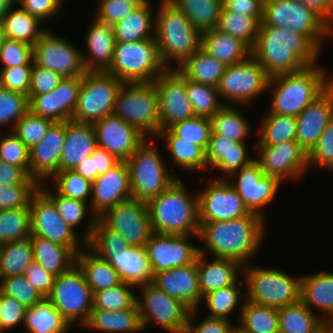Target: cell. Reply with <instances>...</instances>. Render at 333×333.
Returning a JSON list of instances; mask_svg holds the SVG:
<instances>
[{"label":"cell","instance_id":"3","mask_svg":"<svg viewBox=\"0 0 333 333\" xmlns=\"http://www.w3.org/2000/svg\"><path fill=\"white\" fill-rule=\"evenodd\" d=\"M332 83L333 77L318 63L294 73L272 77L267 90L272 94L268 111L297 117Z\"/></svg>","mask_w":333,"mask_h":333},{"label":"cell","instance_id":"32","mask_svg":"<svg viewBox=\"0 0 333 333\" xmlns=\"http://www.w3.org/2000/svg\"><path fill=\"white\" fill-rule=\"evenodd\" d=\"M96 148L97 141L92 123L67 120L59 171L73 170L81 161L92 155Z\"/></svg>","mask_w":333,"mask_h":333},{"label":"cell","instance_id":"37","mask_svg":"<svg viewBox=\"0 0 333 333\" xmlns=\"http://www.w3.org/2000/svg\"><path fill=\"white\" fill-rule=\"evenodd\" d=\"M76 264L84 274L93 295L96 292L119 285L122 280L116 270L99 258L87 246L76 255Z\"/></svg>","mask_w":333,"mask_h":333},{"label":"cell","instance_id":"58","mask_svg":"<svg viewBox=\"0 0 333 333\" xmlns=\"http://www.w3.org/2000/svg\"><path fill=\"white\" fill-rule=\"evenodd\" d=\"M0 291L16 298L25 307L31 308L45 297L24 275H16L0 279Z\"/></svg>","mask_w":333,"mask_h":333},{"label":"cell","instance_id":"72","mask_svg":"<svg viewBox=\"0 0 333 333\" xmlns=\"http://www.w3.org/2000/svg\"><path fill=\"white\" fill-rule=\"evenodd\" d=\"M23 275L45 298L51 293L55 275L46 271L34 260L27 266Z\"/></svg>","mask_w":333,"mask_h":333},{"label":"cell","instance_id":"20","mask_svg":"<svg viewBox=\"0 0 333 333\" xmlns=\"http://www.w3.org/2000/svg\"><path fill=\"white\" fill-rule=\"evenodd\" d=\"M153 83L158 94L160 130L194 117L186 93V78L177 68H167Z\"/></svg>","mask_w":333,"mask_h":333},{"label":"cell","instance_id":"43","mask_svg":"<svg viewBox=\"0 0 333 333\" xmlns=\"http://www.w3.org/2000/svg\"><path fill=\"white\" fill-rule=\"evenodd\" d=\"M301 300L278 309L279 333H315L322 327L318 316Z\"/></svg>","mask_w":333,"mask_h":333},{"label":"cell","instance_id":"65","mask_svg":"<svg viewBox=\"0 0 333 333\" xmlns=\"http://www.w3.org/2000/svg\"><path fill=\"white\" fill-rule=\"evenodd\" d=\"M39 185H0V210L30 206Z\"/></svg>","mask_w":333,"mask_h":333},{"label":"cell","instance_id":"71","mask_svg":"<svg viewBox=\"0 0 333 333\" xmlns=\"http://www.w3.org/2000/svg\"><path fill=\"white\" fill-rule=\"evenodd\" d=\"M196 313H199L197 309L190 311L185 333H229L233 326L229 320L208 316H205L196 324V322L194 323Z\"/></svg>","mask_w":333,"mask_h":333},{"label":"cell","instance_id":"29","mask_svg":"<svg viewBox=\"0 0 333 333\" xmlns=\"http://www.w3.org/2000/svg\"><path fill=\"white\" fill-rule=\"evenodd\" d=\"M333 119V83L297 116L296 142L308 153Z\"/></svg>","mask_w":333,"mask_h":333},{"label":"cell","instance_id":"17","mask_svg":"<svg viewBox=\"0 0 333 333\" xmlns=\"http://www.w3.org/2000/svg\"><path fill=\"white\" fill-rule=\"evenodd\" d=\"M255 148V160L261 170L266 176L276 177L281 183L300 180L310 167L308 153L296 140Z\"/></svg>","mask_w":333,"mask_h":333},{"label":"cell","instance_id":"31","mask_svg":"<svg viewBox=\"0 0 333 333\" xmlns=\"http://www.w3.org/2000/svg\"><path fill=\"white\" fill-rule=\"evenodd\" d=\"M209 256L198 254L197 269L198 282L201 297L211 291L225 288L236 283L243 274V265L233 259L213 257L208 260Z\"/></svg>","mask_w":333,"mask_h":333},{"label":"cell","instance_id":"8","mask_svg":"<svg viewBox=\"0 0 333 333\" xmlns=\"http://www.w3.org/2000/svg\"><path fill=\"white\" fill-rule=\"evenodd\" d=\"M167 68L160 58L155 38L115 42L113 60L106 73L122 82L150 83Z\"/></svg>","mask_w":333,"mask_h":333},{"label":"cell","instance_id":"27","mask_svg":"<svg viewBox=\"0 0 333 333\" xmlns=\"http://www.w3.org/2000/svg\"><path fill=\"white\" fill-rule=\"evenodd\" d=\"M152 283L172 298L181 301L190 310L201 307L203 298L199 289L197 259L189 265L154 274Z\"/></svg>","mask_w":333,"mask_h":333},{"label":"cell","instance_id":"44","mask_svg":"<svg viewBox=\"0 0 333 333\" xmlns=\"http://www.w3.org/2000/svg\"><path fill=\"white\" fill-rule=\"evenodd\" d=\"M212 133L210 118L196 117L177 122L160 130L157 138L165 141H188L207 150Z\"/></svg>","mask_w":333,"mask_h":333},{"label":"cell","instance_id":"13","mask_svg":"<svg viewBox=\"0 0 333 333\" xmlns=\"http://www.w3.org/2000/svg\"><path fill=\"white\" fill-rule=\"evenodd\" d=\"M136 303L143 330L156 323L170 333H185L190 309L153 283L139 287ZM141 295V296H140Z\"/></svg>","mask_w":333,"mask_h":333},{"label":"cell","instance_id":"48","mask_svg":"<svg viewBox=\"0 0 333 333\" xmlns=\"http://www.w3.org/2000/svg\"><path fill=\"white\" fill-rule=\"evenodd\" d=\"M256 146L275 145L296 139L297 117L267 113L262 116Z\"/></svg>","mask_w":333,"mask_h":333},{"label":"cell","instance_id":"21","mask_svg":"<svg viewBox=\"0 0 333 333\" xmlns=\"http://www.w3.org/2000/svg\"><path fill=\"white\" fill-rule=\"evenodd\" d=\"M198 207L199 223L228 221L250 213L226 179L210 178L207 187L198 193Z\"/></svg>","mask_w":333,"mask_h":333},{"label":"cell","instance_id":"9","mask_svg":"<svg viewBox=\"0 0 333 333\" xmlns=\"http://www.w3.org/2000/svg\"><path fill=\"white\" fill-rule=\"evenodd\" d=\"M260 25L301 33L320 51L326 38L333 36V28L318 13L298 0H264Z\"/></svg>","mask_w":333,"mask_h":333},{"label":"cell","instance_id":"73","mask_svg":"<svg viewBox=\"0 0 333 333\" xmlns=\"http://www.w3.org/2000/svg\"><path fill=\"white\" fill-rule=\"evenodd\" d=\"M0 185H40V183L23 168L0 159Z\"/></svg>","mask_w":333,"mask_h":333},{"label":"cell","instance_id":"26","mask_svg":"<svg viewBox=\"0 0 333 333\" xmlns=\"http://www.w3.org/2000/svg\"><path fill=\"white\" fill-rule=\"evenodd\" d=\"M66 135V121L53 122L42 140L30 149V176L39 183L48 181L59 171Z\"/></svg>","mask_w":333,"mask_h":333},{"label":"cell","instance_id":"10","mask_svg":"<svg viewBox=\"0 0 333 333\" xmlns=\"http://www.w3.org/2000/svg\"><path fill=\"white\" fill-rule=\"evenodd\" d=\"M113 115L137 128L147 138L160 132L158 94L153 82H123L114 103Z\"/></svg>","mask_w":333,"mask_h":333},{"label":"cell","instance_id":"77","mask_svg":"<svg viewBox=\"0 0 333 333\" xmlns=\"http://www.w3.org/2000/svg\"><path fill=\"white\" fill-rule=\"evenodd\" d=\"M318 13L333 28V0H298Z\"/></svg>","mask_w":333,"mask_h":333},{"label":"cell","instance_id":"34","mask_svg":"<svg viewBox=\"0 0 333 333\" xmlns=\"http://www.w3.org/2000/svg\"><path fill=\"white\" fill-rule=\"evenodd\" d=\"M150 3V0H144L132 13L112 26L116 42L155 38L156 14H153L154 9Z\"/></svg>","mask_w":333,"mask_h":333},{"label":"cell","instance_id":"41","mask_svg":"<svg viewBox=\"0 0 333 333\" xmlns=\"http://www.w3.org/2000/svg\"><path fill=\"white\" fill-rule=\"evenodd\" d=\"M225 68V64L200 47L177 70L193 82L217 87Z\"/></svg>","mask_w":333,"mask_h":333},{"label":"cell","instance_id":"1","mask_svg":"<svg viewBox=\"0 0 333 333\" xmlns=\"http://www.w3.org/2000/svg\"><path fill=\"white\" fill-rule=\"evenodd\" d=\"M267 220L257 214L228 221L200 223L198 239L204 244L199 253L228 258L247 265L259 252L266 235ZM266 225V226H265ZM252 258V259H251Z\"/></svg>","mask_w":333,"mask_h":333},{"label":"cell","instance_id":"80","mask_svg":"<svg viewBox=\"0 0 333 333\" xmlns=\"http://www.w3.org/2000/svg\"><path fill=\"white\" fill-rule=\"evenodd\" d=\"M322 327L326 333H333V315L322 319Z\"/></svg>","mask_w":333,"mask_h":333},{"label":"cell","instance_id":"6","mask_svg":"<svg viewBox=\"0 0 333 333\" xmlns=\"http://www.w3.org/2000/svg\"><path fill=\"white\" fill-rule=\"evenodd\" d=\"M246 300L280 309L300 301L301 276L297 278L278 268L254 264L243 266Z\"/></svg>","mask_w":333,"mask_h":333},{"label":"cell","instance_id":"2","mask_svg":"<svg viewBox=\"0 0 333 333\" xmlns=\"http://www.w3.org/2000/svg\"><path fill=\"white\" fill-rule=\"evenodd\" d=\"M251 55L272 78L319 63L321 51L301 33L260 25Z\"/></svg>","mask_w":333,"mask_h":333},{"label":"cell","instance_id":"42","mask_svg":"<svg viewBox=\"0 0 333 333\" xmlns=\"http://www.w3.org/2000/svg\"><path fill=\"white\" fill-rule=\"evenodd\" d=\"M23 327L28 333H68L72 328L47 298L26 309Z\"/></svg>","mask_w":333,"mask_h":333},{"label":"cell","instance_id":"47","mask_svg":"<svg viewBox=\"0 0 333 333\" xmlns=\"http://www.w3.org/2000/svg\"><path fill=\"white\" fill-rule=\"evenodd\" d=\"M201 33L216 27L223 0H169Z\"/></svg>","mask_w":333,"mask_h":333},{"label":"cell","instance_id":"38","mask_svg":"<svg viewBox=\"0 0 333 333\" xmlns=\"http://www.w3.org/2000/svg\"><path fill=\"white\" fill-rule=\"evenodd\" d=\"M33 260L55 276L69 270L76 264V254L64 245L49 239L31 235Z\"/></svg>","mask_w":333,"mask_h":333},{"label":"cell","instance_id":"15","mask_svg":"<svg viewBox=\"0 0 333 333\" xmlns=\"http://www.w3.org/2000/svg\"><path fill=\"white\" fill-rule=\"evenodd\" d=\"M29 208L31 235L69 247L76 255L87 246V241L66 224L54 203L40 189L32 196Z\"/></svg>","mask_w":333,"mask_h":333},{"label":"cell","instance_id":"30","mask_svg":"<svg viewBox=\"0 0 333 333\" xmlns=\"http://www.w3.org/2000/svg\"><path fill=\"white\" fill-rule=\"evenodd\" d=\"M93 23L86 33L84 44L87 53L82 52L87 72H106L113 60L115 35L111 25L92 18Z\"/></svg>","mask_w":333,"mask_h":333},{"label":"cell","instance_id":"57","mask_svg":"<svg viewBox=\"0 0 333 333\" xmlns=\"http://www.w3.org/2000/svg\"><path fill=\"white\" fill-rule=\"evenodd\" d=\"M52 123V120L37 116L28 110L17 121L12 132L31 149L42 140Z\"/></svg>","mask_w":333,"mask_h":333},{"label":"cell","instance_id":"45","mask_svg":"<svg viewBox=\"0 0 333 333\" xmlns=\"http://www.w3.org/2000/svg\"><path fill=\"white\" fill-rule=\"evenodd\" d=\"M212 133L234 142H246L252 127L249 121L234 105H224L210 118Z\"/></svg>","mask_w":333,"mask_h":333},{"label":"cell","instance_id":"68","mask_svg":"<svg viewBox=\"0 0 333 333\" xmlns=\"http://www.w3.org/2000/svg\"><path fill=\"white\" fill-rule=\"evenodd\" d=\"M0 328L1 333L17 328L20 324L23 326L27 307L14 297L7 296L0 291Z\"/></svg>","mask_w":333,"mask_h":333},{"label":"cell","instance_id":"62","mask_svg":"<svg viewBox=\"0 0 333 333\" xmlns=\"http://www.w3.org/2000/svg\"><path fill=\"white\" fill-rule=\"evenodd\" d=\"M129 244L119 234L106 227L99 219L96 220L91 238L87 247L92 252H118L124 251Z\"/></svg>","mask_w":333,"mask_h":333},{"label":"cell","instance_id":"7","mask_svg":"<svg viewBox=\"0 0 333 333\" xmlns=\"http://www.w3.org/2000/svg\"><path fill=\"white\" fill-rule=\"evenodd\" d=\"M153 141L154 138H147L126 161L132 199L147 202L165 191L178 178L170 172L172 168H167Z\"/></svg>","mask_w":333,"mask_h":333},{"label":"cell","instance_id":"36","mask_svg":"<svg viewBox=\"0 0 333 333\" xmlns=\"http://www.w3.org/2000/svg\"><path fill=\"white\" fill-rule=\"evenodd\" d=\"M201 48L226 66L241 62L251 55V49L245 43L215 28L202 32Z\"/></svg>","mask_w":333,"mask_h":333},{"label":"cell","instance_id":"18","mask_svg":"<svg viewBox=\"0 0 333 333\" xmlns=\"http://www.w3.org/2000/svg\"><path fill=\"white\" fill-rule=\"evenodd\" d=\"M98 219L129 245L145 247L153 234L146 202L130 199L106 210Z\"/></svg>","mask_w":333,"mask_h":333},{"label":"cell","instance_id":"67","mask_svg":"<svg viewBox=\"0 0 333 333\" xmlns=\"http://www.w3.org/2000/svg\"><path fill=\"white\" fill-rule=\"evenodd\" d=\"M32 66L6 67L0 69V86L29 96Z\"/></svg>","mask_w":333,"mask_h":333},{"label":"cell","instance_id":"5","mask_svg":"<svg viewBox=\"0 0 333 333\" xmlns=\"http://www.w3.org/2000/svg\"><path fill=\"white\" fill-rule=\"evenodd\" d=\"M159 5L155 13V40L160 58L166 68H178L201 47L202 33L169 0H160Z\"/></svg>","mask_w":333,"mask_h":333},{"label":"cell","instance_id":"74","mask_svg":"<svg viewBox=\"0 0 333 333\" xmlns=\"http://www.w3.org/2000/svg\"><path fill=\"white\" fill-rule=\"evenodd\" d=\"M235 143L236 142L223 136L211 134L206 150L207 168H214Z\"/></svg>","mask_w":333,"mask_h":333},{"label":"cell","instance_id":"11","mask_svg":"<svg viewBox=\"0 0 333 333\" xmlns=\"http://www.w3.org/2000/svg\"><path fill=\"white\" fill-rule=\"evenodd\" d=\"M93 296L84 274L75 264L55 276L51 293L46 298L73 328L74 325L82 327L87 322L93 309Z\"/></svg>","mask_w":333,"mask_h":333},{"label":"cell","instance_id":"16","mask_svg":"<svg viewBox=\"0 0 333 333\" xmlns=\"http://www.w3.org/2000/svg\"><path fill=\"white\" fill-rule=\"evenodd\" d=\"M33 62L63 78L82 77L87 73L80 48L48 29L33 45Z\"/></svg>","mask_w":333,"mask_h":333},{"label":"cell","instance_id":"28","mask_svg":"<svg viewBox=\"0 0 333 333\" xmlns=\"http://www.w3.org/2000/svg\"><path fill=\"white\" fill-rule=\"evenodd\" d=\"M93 253L107 261L119 274L122 282L137 289L152 284L154 273L145 247L129 245L124 251Z\"/></svg>","mask_w":333,"mask_h":333},{"label":"cell","instance_id":"51","mask_svg":"<svg viewBox=\"0 0 333 333\" xmlns=\"http://www.w3.org/2000/svg\"><path fill=\"white\" fill-rule=\"evenodd\" d=\"M238 283L237 281L228 287L211 291L203 297L202 302H205L208 317L224 318L231 321L229 317L231 316L230 313H233L232 311L239 307V302L241 303L242 300H246V295H243L242 292L239 293L240 290L238 287L242 286V284L238 285Z\"/></svg>","mask_w":333,"mask_h":333},{"label":"cell","instance_id":"60","mask_svg":"<svg viewBox=\"0 0 333 333\" xmlns=\"http://www.w3.org/2000/svg\"><path fill=\"white\" fill-rule=\"evenodd\" d=\"M9 132L0 133V159L23 168L30 175V149L11 130Z\"/></svg>","mask_w":333,"mask_h":333},{"label":"cell","instance_id":"54","mask_svg":"<svg viewBox=\"0 0 333 333\" xmlns=\"http://www.w3.org/2000/svg\"><path fill=\"white\" fill-rule=\"evenodd\" d=\"M175 167L190 173L207 168L206 151L188 141H164ZM190 171V172H189Z\"/></svg>","mask_w":333,"mask_h":333},{"label":"cell","instance_id":"55","mask_svg":"<svg viewBox=\"0 0 333 333\" xmlns=\"http://www.w3.org/2000/svg\"><path fill=\"white\" fill-rule=\"evenodd\" d=\"M54 181L55 191L67 198L89 203L92 195V182L82 177L74 169L55 173L48 181Z\"/></svg>","mask_w":333,"mask_h":333},{"label":"cell","instance_id":"61","mask_svg":"<svg viewBox=\"0 0 333 333\" xmlns=\"http://www.w3.org/2000/svg\"><path fill=\"white\" fill-rule=\"evenodd\" d=\"M0 64L2 68L33 66V46L3 37L0 46Z\"/></svg>","mask_w":333,"mask_h":333},{"label":"cell","instance_id":"19","mask_svg":"<svg viewBox=\"0 0 333 333\" xmlns=\"http://www.w3.org/2000/svg\"><path fill=\"white\" fill-rule=\"evenodd\" d=\"M228 178L226 180L237 191L246 209L266 220L262 208L275 199L281 182L276 177L266 176L256 160Z\"/></svg>","mask_w":333,"mask_h":333},{"label":"cell","instance_id":"75","mask_svg":"<svg viewBox=\"0 0 333 333\" xmlns=\"http://www.w3.org/2000/svg\"><path fill=\"white\" fill-rule=\"evenodd\" d=\"M226 10L257 18L262 22L264 0H223Z\"/></svg>","mask_w":333,"mask_h":333},{"label":"cell","instance_id":"35","mask_svg":"<svg viewBox=\"0 0 333 333\" xmlns=\"http://www.w3.org/2000/svg\"><path fill=\"white\" fill-rule=\"evenodd\" d=\"M300 300L313 312H322V319L333 315V272L302 275Z\"/></svg>","mask_w":333,"mask_h":333},{"label":"cell","instance_id":"76","mask_svg":"<svg viewBox=\"0 0 333 333\" xmlns=\"http://www.w3.org/2000/svg\"><path fill=\"white\" fill-rule=\"evenodd\" d=\"M94 158L95 171H97V177L106 173L111 168L116 166L120 161L110 154L108 151L97 147L92 153Z\"/></svg>","mask_w":333,"mask_h":333},{"label":"cell","instance_id":"23","mask_svg":"<svg viewBox=\"0 0 333 333\" xmlns=\"http://www.w3.org/2000/svg\"><path fill=\"white\" fill-rule=\"evenodd\" d=\"M97 147L108 151L119 161L126 162L147 139L137 128L115 115L92 123Z\"/></svg>","mask_w":333,"mask_h":333},{"label":"cell","instance_id":"56","mask_svg":"<svg viewBox=\"0 0 333 333\" xmlns=\"http://www.w3.org/2000/svg\"><path fill=\"white\" fill-rule=\"evenodd\" d=\"M133 288L128 283L122 282L119 285L96 292L93 296V309L116 311L133 307L137 297Z\"/></svg>","mask_w":333,"mask_h":333},{"label":"cell","instance_id":"46","mask_svg":"<svg viewBox=\"0 0 333 333\" xmlns=\"http://www.w3.org/2000/svg\"><path fill=\"white\" fill-rule=\"evenodd\" d=\"M238 324L249 333H279L278 309L245 300L241 303Z\"/></svg>","mask_w":333,"mask_h":333},{"label":"cell","instance_id":"53","mask_svg":"<svg viewBox=\"0 0 333 333\" xmlns=\"http://www.w3.org/2000/svg\"><path fill=\"white\" fill-rule=\"evenodd\" d=\"M186 93L196 117L211 118L224 106L217 87L196 83L186 78Z\"/></svg>","mask_w":333,"mask_h":333},{"label":"cell","instance_id":"79","mask_svg":"<svg viewBox=\"0 0 333 333\" xmlns=\"http://www.w3.org/2000/svg\"><path fill=\"white\" fill-rule=\"evenodd\" d=\"M15 3L16 0H0V23Z\"/></svg>","mask_w":333,"mask_h":333},{"label":"cell","instance_id":"78","mask_svg":"<svg viewBox=\"0 0 333 333\" xmlns=\"http://www.w3.org/2000/svg\"><path fill=\"white\" fill-rule=\"evenodd\" d=\"M74 170L91 182H94L97 178V171H95L94 158L92 155L88 156L84 161H81Z\"/></svg>","mask_w":333,"mask_h":333},{"label":"cell","instance_id":"25","mask_svg":"<svg viewBox=\"0 0 333 333\" xmlns=\"http://www.w3.org/2000/svg\"><path fill=\"white\" fill-rule=\"evenodd\" d=\"M132 199L129 170L126 162L120 161L92 182L90 209L98 218L106 210Z\"/></svg>","mask_w":333,"mask_h":333},{"label":"cell","instance_id":"40","mask_svg":"<svg viewBox=\"0 0 333 333\" xmlns=\"http://www.w3.org/2000/svg\"><path fill=\"white\" fill-rule=\"evenodd\" d=\"M15 3L1 22L3 37L34 45L47 31L41 26L44 22L25 11Z\"/></svg>","mask_w":333,"mask_h":333},{"label":"cell","instance_id":"63","mask_svg":"<svg viewBox=\"0 0 333 333\" xmlns=\"http://www.w3.org/2000/svg\"><path fill=\"white\" fill-rule=\"evenodd\" d=\"M144 0H99L94 17L113 26L132 13Z\"/></svg>","mask_w":333,"mask_h":333},{"label":"cell","instance_id":"69","mask_svg":"<svg viewBox=\"0 0 333 333\" xmlns=\"http://www.w3.org/2000/svg\"><path fill=\"white\" fill-rule=\"evenodd\" d=\"M63 79L59 73L33 62L28 100L30 101L35 95L53 91Z\"/></svg>","mask_w":333,"mask_h":333},{"label":"cell","instance_id":"50","mask_svg":"<svg viewBox=\"0 0 333 333\" xmlns=\"http://www.w3.org/2000/svg\"><path fill=\"white\" fill-rule=\"evenodd\" d=\"M261 22L247 15H239L222 7L215 29L230 34L252 49L256 43Z\"/></svg>","mask_w":333,"mask_h":333},{"label":"cell","instance_id":"22","mask_svg":"<svg viewBox=\"0 0 333 333\" xmlns=\"http://www.w3.org/2000/svg\"><path fill=\"white\" fill-rule=\"evenodd\" d=\"M194 236L198 238V235L153 233L145 245L153 273L194 263L199 254V246L189 243Z\"/></svg>","mask_w":333,"mask_h":333},{"label":"cell","instance_id":"39","mask_svg":"<svg viewBox=\"0 0 333 333\" xmlns=\"http://www.w3.org/2000/svg\"><path fill=\"white\" fill-rule=\"evenodd\" d=\"M46 182H42L39 185V189L54 203L57 208L59 215L62 219L69 224L74 230H77V226L84 223L87 215L90 212V220L86 223V226L83 229V233L80 234L86 241H88L93 233L96 220L98 219L93 213L92 210L88 207V204L85 201L75 200L72 198L64 197L55 193L46 187ZM45 187V188H44ZM87 214V215H86Z\"/></svg>","mask_w":333,"mask_h":333},{"label":"cell","instance_id":"70","mask_svg":"<svg viewBox=\"0 0 333 333\" xmlns=\"http://www.w3.org/2000/svg\"><path fill=\"white\" fill-rule=\"evenodd\" d=\"M16 3L32 16L49 23L48 20L51 21L56 17L64 2L62 0H16Z\"/></svg>","mask_w":333,"mask_h":333},{"label":"cell","instance_id":"64","mask_svg":"<svg viewBox=\"0 0 333 333\" xmlns=\"http://www.w3.org/2000/svg\"><path fill=\"white\" fill-rule=\"evenodd\" d=\"M308 165L333 172V119L328 123L316 144L308 152Z\"/></svg>","mask_w":333,"mask_h":333},{"label":"cell","instance_id":"12","mask_svg":"<svg viewBox=\"0 0 333 333\" xmlns=\"http://www.w3.org/2000/svg\"><path fill=\"white\" fill-rule=\"evenodd\" d=\"M269 81L265 69L250 55L241 62L226 66L217 90L220 99H226L224 105L250 106L256 98L267 92Z\"/></svg>","mask_w":333,"mask_h":333},{"label":"cell","instance_id":"4","mask_svg":"<svg viewBox=\"0 0 333 333\" xmlns=\"http://www.w3.org/2000/svg\"><path fill=\"white\" fill-rule=\"evenodd\" d=\"M153 233L198 235V194L189 193L181 178L146 202Z\"/></svg>","mask_w":333,"mask_h":333},{"label":"cell","instance_id":"52","mask_svg":"<svg viewBox=\"0 0 333 333\" xmlns=\"http://www.w3.org/2000/svg\"><path fill=\"white\" fill-rule=\"evenodd\" d=\"M31 236L30 208L0 210V245Z\"/></svg>","mask_w":333,"mask_h":333},{"label":"cell","instance_id":"14","mask_svg":"<svg viewBox=\"0 0 333 333\" xmlns=\"http://www.w3.org/2000/svg\"><path fill=\"white\" fill-rule=\"evenodd\" d=\"M123 82L106 72H87L82 76L78 102L72 120L93 123L113 114L114 103Z\"/></svg>","mask_w":333,"mask_h":333},{"label":"cell","instance_id":"33","mask_svg":"<svg viewBox=\"0 0 333 333\" xmlns=\"http://www.w3.org/2000/svg\"><path fill=\"white\" fill-rule=\"evenodd\" d=\"M101 333H142L137 303L127 309L109 311L92 309L87 322L82 326Z\"/></svg>","mask_w":333,"mask_h":333},{"label":"cell","instance_id":"66","mask_svg":"<svg viewBox=\"0 0 333 333\" xmlns=\"http://www.w3.org/2000/svg\"><path fill=\"white\" fill-rule=\"evenodd\" d=\"M248 154L246 143L236 142L235 145L227 151L225 157L214 167V169L223 173L219 175V177L217 175L214 179H226L234 172L255 161V157L251 158Z\"/></svg>","mask_w":333,"mask_h":333},{"label":"cell","instance_id":"59","mask_svg":"<svg viewBox=\"0 0 333 333\" xmlns=\"http://www.w3.org/2000/svg\"><path fill=\"white\" fill-rule=\"evenodd\" d=\"M28 110V96L0 86V128L8 123L11 124L12 131L17 121Z\"/></svg>","mask_w":333,"mask_h":333},{"label":"cell","instance_id":"49","mask_svg":"<svg viewBox=\"0 0 333 333\" xmlns=\"http://www.w3.org/2000/svg\"><path fill=\"white\" fill-rule=\"evenodd\" d=\"M32 261L33 247L30 237L0 245V279L23 275Z\"/></svg>","mask_w":333,"mask_h":333},{"label":"cell","instance_id":"24","mask_svg":"<svg viewBox=\"0 0 333 333\" xmlns=\"http://www.w3.org/2000/svg\"><path fill=\"white\" fill-rule=\"evenodd\" d=\"M81 84L82 77L64 78L53 91L35 95L29 101V110L53 122L72 120Z\"/></svg>","mask_w":333,"mask_h":333}]
</instances>
